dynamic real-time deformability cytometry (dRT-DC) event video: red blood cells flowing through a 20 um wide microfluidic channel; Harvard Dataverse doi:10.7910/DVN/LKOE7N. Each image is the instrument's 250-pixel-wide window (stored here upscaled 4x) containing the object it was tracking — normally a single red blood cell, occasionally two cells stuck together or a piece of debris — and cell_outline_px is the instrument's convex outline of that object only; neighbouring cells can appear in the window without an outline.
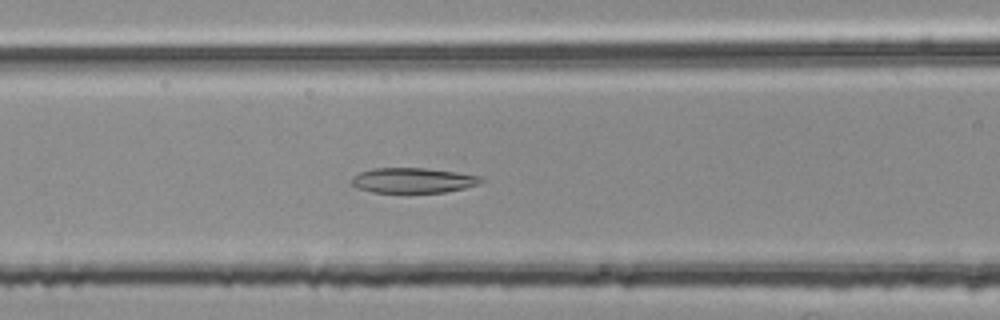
{"species": "common noctule bat (a hibernating species)", "species_latin": "Nyctalus noctula", "temperature_condition": "room temperature", "stored_images_in_passage": 40, "camera_frame_rate_fps": 3000, "um_per_image_px": 0.085, "animal": {"sex": "female", "body_mass_g": 25.1}, "frame": {"image": 1, "passage_image": 10, "time_ms": 3.0, "image_size_px": [1000, 320], "cell_outline_px": [[484, 180], [480, 184], [464, 188], [444, 192], [372, 192], [356, 188], [352, 184], [352, 176], [360, 172], [372, 168], [424, 168], [456, 172], [480, 176]], "centroid_in_image_um": [35.09, 15.33], "position_along_channel_um": 131.5, "area_um2": 18.9}}
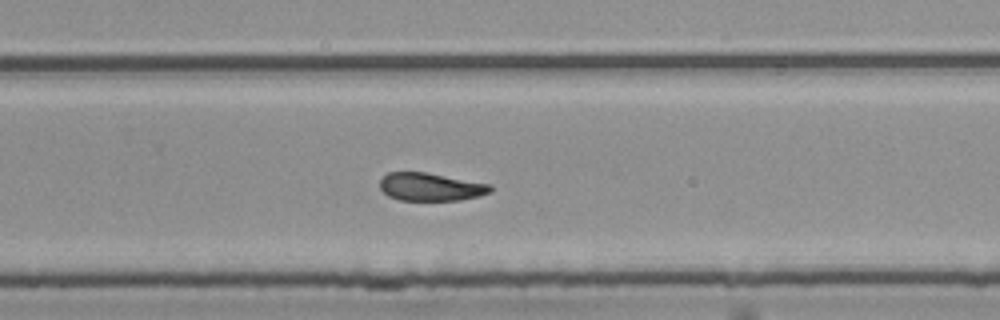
{"frame": {"image": 2, "passage_image": 23, "time_ms": 7.333, "image_size_px": [1000, 320], "cell_outline_px": [[492, 192], [480, 196], [460, 200], [400, 200], [388, 196], [380, 188], [380, 180], [388, 172], [424, 172], [492, 184]], "centroid_in_image_um": [36.63, 15.89], "position_along_channel_um": 293.2, "area_um2": 18.03}}
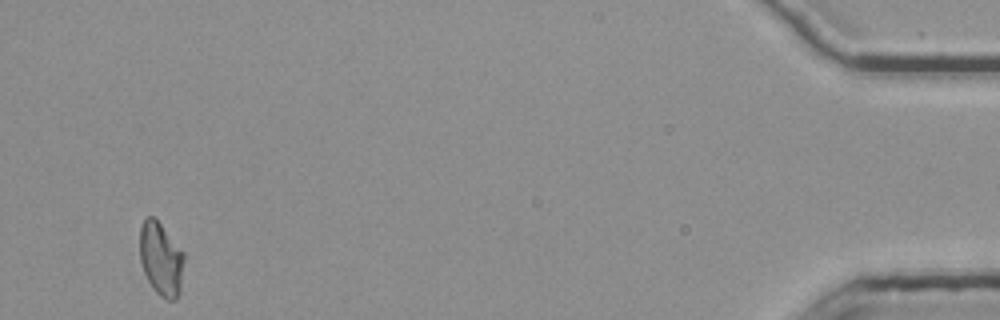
{"frame": {"image": 3, "passage_image": 40, "time_ms": 13.0, "image_size_px": [1000, 320], "cell_outline_px": [[184, 260], [180, 292], [176, 300], [168, 300], [160, 296], [152, 288], [144, 272], [140, 260], [140, 228], [144, 220], [148, 216], [152, 216], [160, 224], [184, 252]], "centroid_in_image_um": [13.69, 22.05], "position_along_channel_um": 421.5, "area_um2": 18.84}, "authors_computed_cell_mechanics": {"area_um2": 19.1896, "velocity_mm_per_s": 3.7516, "shape_relaxation_time_tau1_ms": 6.8605, "shape_relaxation_time_tau2_ms": 3.1438, "deformation_change_tau1": 0.1534, "deformation_change_tau2": 0.0924}}